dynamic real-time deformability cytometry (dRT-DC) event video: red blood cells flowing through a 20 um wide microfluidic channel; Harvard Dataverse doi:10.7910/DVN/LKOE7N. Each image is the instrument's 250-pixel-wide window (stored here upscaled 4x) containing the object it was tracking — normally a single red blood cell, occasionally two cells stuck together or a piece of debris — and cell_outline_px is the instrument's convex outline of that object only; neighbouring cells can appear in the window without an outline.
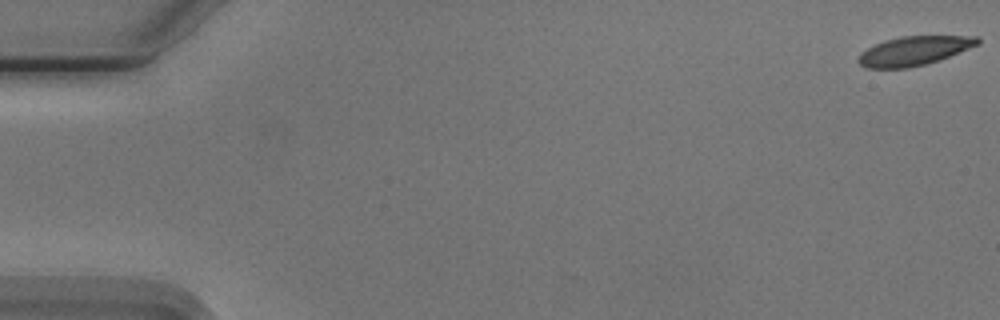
{"species": "Egyptian fruit bat (a non-hibernating species)", "species_latin": "Rousettus aegyptiacus", "temperature_condition": "cold", "stored_images_in_passage": 55, "camera_frame_rate_fps": 3000, "um_per_image_px": 0.085, "animal": {"sex": "male"}, "frame": {"image": 1, "passage_image": 1, "time_ms": 0.0, "image_size_px": [1000, 320], "cell_outline_px": [[980, 44], [948, 56], [924, 64], [908, 68], [868, 68], [860, 64], [856, 60], [860, 52], [884, 40], [900, 36], [976, 36], [980, 40]], "centroid_in_image_um": [77.66, 4.31], "position_along_channel_um": 7.3, "area_um2": 20.0}}
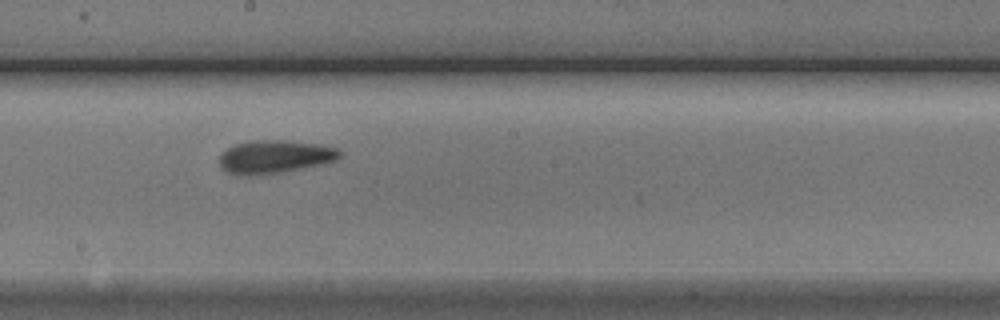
{"frame": {"image": 2, "passage_image": 31, "time_ms": 10.0, "image_size_px": [1000, 320], "cell_outline_px": [[344, 152], [336, 160], [280, 172], [248, 176], [240, 176], [228, 172], [220, 164], [220, 152], [236, 144], [252, 140], [284, 140], [316, 144], [340, 148]], "centroid_in_image_um": [23.34, 13.31], "position_along_channel_um": 224.9, "area_um2": 23.0}}
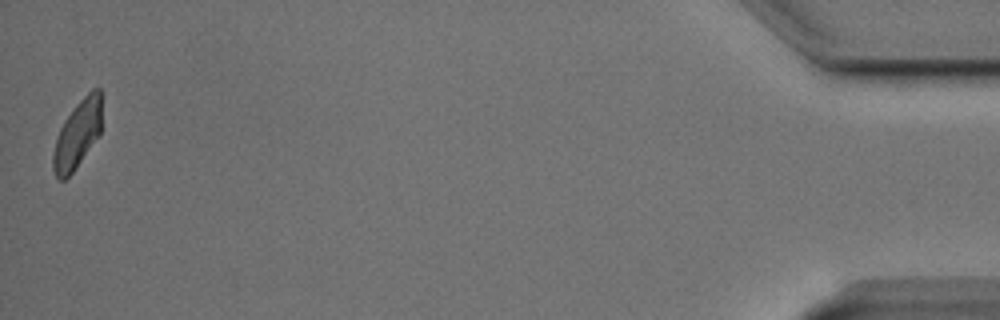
{"frame": {"image": 3, "passage_image": 55, "time_ms": 18.0, "image_size_px": [1000, 320], "cell_outline_px": [[100, 136], [72, 172], [64, 180], [60, 180], [56, 176], [52, 168], [52, 156], [56, 136], [64, 120], [76, 104], [92, 88], [100, 88]], "centroid_in_image_um": [6.56, 11.43], "position_along_channel_um": 428.6, "area_um2": 19.13}, "authors_computed_cell_mechanics": {"area_um2": 21.5594, "velocity_mm_per_s": 3.7223, "shape_relaxation_time_tau1_ms": 3.9475, "shape_relaxation_time_tau2_ms": 3.3581, "deformation_change_tau1": 0.1398, "deformation_change_tau2": 0.1087}}